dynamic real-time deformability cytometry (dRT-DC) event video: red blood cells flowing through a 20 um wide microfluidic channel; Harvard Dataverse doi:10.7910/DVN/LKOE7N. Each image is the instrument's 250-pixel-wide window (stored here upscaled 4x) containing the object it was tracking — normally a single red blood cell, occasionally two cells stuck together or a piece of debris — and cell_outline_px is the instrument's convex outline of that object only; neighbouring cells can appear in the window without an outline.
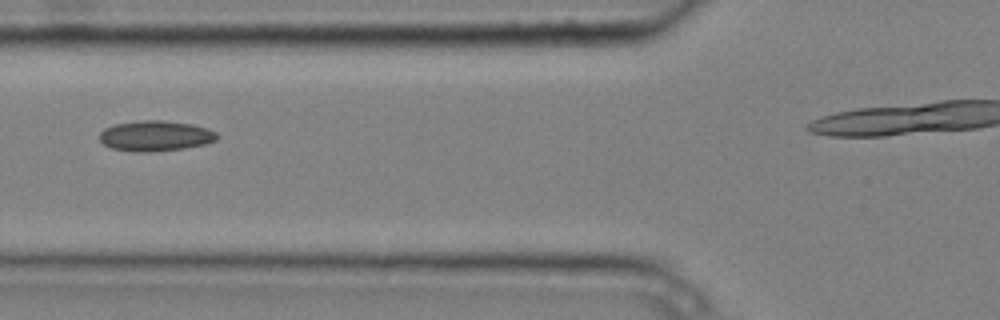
{"species": "common noctule bat (a hibernating species)", "species_latin": "Nyctalus noctula", "temperature_condition": "cold", "stored_images_in_passage": 6, "segment_of_instrument_passage": [1, 2], "camera_frame_rate_fps": 3000, "um_per_image_px": 0.085, "animal": {"sex": "male", "body_mass_g": 20.4}, "frame": {"image": 1, "passage_image": 2, "time_ms": 0.333, "image_size_px": [1000, 320], "cell_outline_px": [[220, 136], [216, 140], [204, 144], [184, 148], [148, 152], [136, 152], [112, 148], [104, 144], [100, 140], [100, 132], [104, 128], [116, 124], [140, 120], [164, 120], [192, 124], [208, 128], [216, 132]], "centroid_in_image_um": [13.23, 11.54], "position_along_channel_um": 112.6, "area_um2": 20.87}}
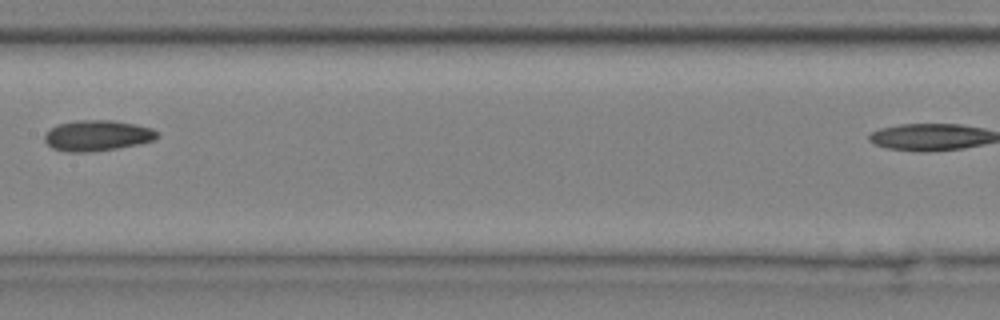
{"frame": {"image": 2, "passage_image": 4, "time_ms": 1.0, "image_size_px": [1000, 320], "cell_outline_px": [[160, 136], [156, 140], [140, 144], [92, 152], [68, 152], [52, 148], [44, 140], [44, 136], [56, 124], [76, 120], [112, 120], [136, 124], [152, 128], [160, 132]], "centroid_in_image_um": [8.32, 11.52], "position_along_channel_um": 199.1, "area_um2": 20.4}}
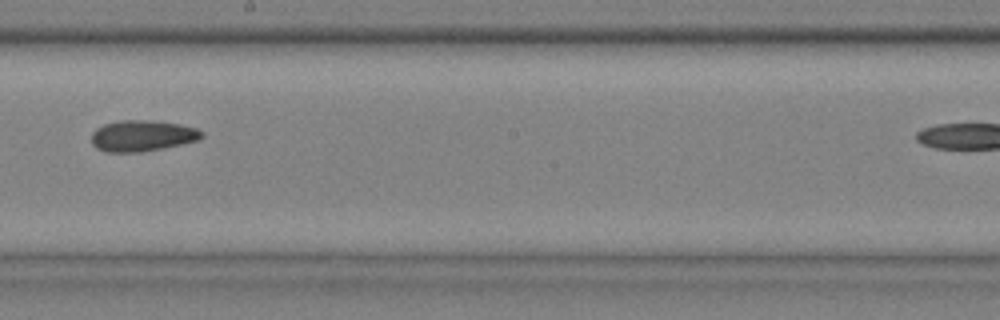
{"frame": {"image": 3, "passage_image": 5, "time_ms": 1.333, "image_size_px": [1000, 320], "cell_outline_px": [[204, 136], [196, 140], [180, 144], [140, 152], [104, 152], [96, 148], [92, 144], [92, 132], [96, 128], [104, 124], [120, 120], [148, 120], [180, 124], [196, 128], [204, 132]], "centroid_in_image_um": [12.06, 11.53], "position_along_channel_um": 236.1, "area_um2": 19.88}}